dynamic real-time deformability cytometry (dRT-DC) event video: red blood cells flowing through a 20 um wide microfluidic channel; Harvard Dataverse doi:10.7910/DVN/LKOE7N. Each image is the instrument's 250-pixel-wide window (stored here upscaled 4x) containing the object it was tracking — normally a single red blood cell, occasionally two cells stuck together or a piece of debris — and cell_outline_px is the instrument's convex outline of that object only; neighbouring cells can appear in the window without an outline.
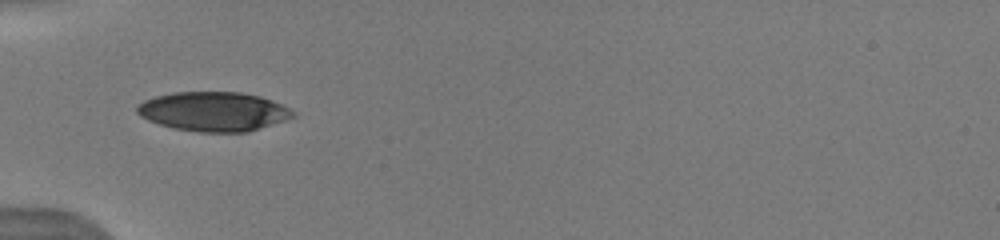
{"species": "human", "species_latin": "Homo sapiens", "temperature_condition": "warm", "stored_images_in_passage": 31, "camera_frame_rate_fps": 3000, "um_per_image_px": 0.085, "donor": {"sex": "male"}, "frame": {"image": 1, "passage_image": 10, "time_ms": 3.333, "image_size_px": [1000, 240], "cell_outline_px": [[296, 116], [248, 132], [200, 132], [172, 128], [148, 120], [140, 116], [136, 112], [136, 108], [144, 100], [156, 96], [172, 92], [240, 92], [260, 96], [272, 100], [296, 112]], "centroid_in_image_um": [18.15, 9.48], "position_along_channel_um": 66.9, "area_um2": 35.66}}
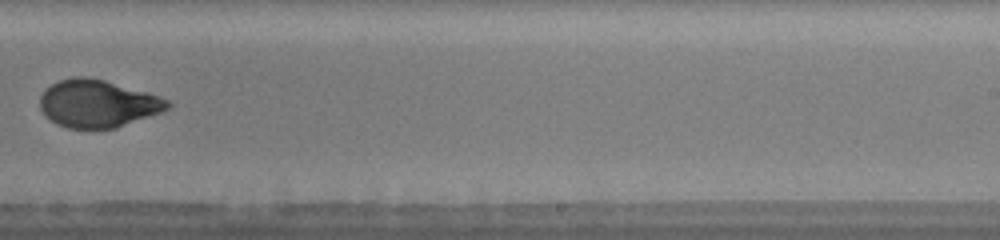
{"frame": {"image": 2, "passage_image": 19, "time_ms": 8.667, "image_size_px": [1000, 240], "cell_outline_px": [[172, 104], [164, 112], [116, 128], [68, 128], [56, 124], [44, 116], [40, 108], [40, 96], [52, 84], [60, 80], [76, 76], [88, 76], [104, 80], [148, 92], [160, 96], [168, 100]], "centroid_in_image_um": [8.33, 8.81], "position_along_channel_um": 280.7, "area_um2": 35.55}, "authors_computed_cell_mechanics": {"area_um2": 35.7204, "velocity_mm_per_s": 4.0744, "shape_relaxation_time_tau1_ms": 4.9706, "shape_relaxation_time_tau2_ms": 1.0967, "deformation_change_tau1": 0.1644, "deformation_change_tau2": 0.0509}}